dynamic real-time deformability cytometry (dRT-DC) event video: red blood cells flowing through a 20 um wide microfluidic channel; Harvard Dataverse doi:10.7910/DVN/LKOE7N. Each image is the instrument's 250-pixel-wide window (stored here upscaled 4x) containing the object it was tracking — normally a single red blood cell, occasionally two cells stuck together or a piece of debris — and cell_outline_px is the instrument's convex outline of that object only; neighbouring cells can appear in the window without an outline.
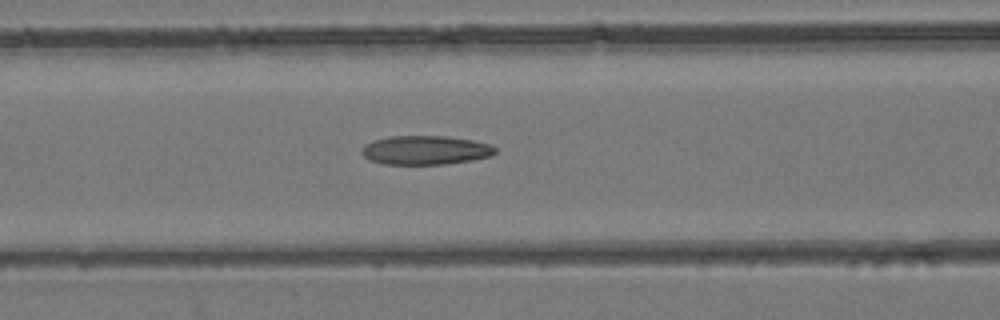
{"species": "common noctule bat (a hibernating species)", "species_latin": "Nyctalus noctula", "temperature_condition": "room temperature", "stored_images_in_passage": 45, "camera_frame_rate_fps": 3000, "um_per_image_px": 0.085, "animal": {"sex": "female", "body_mass_g": 24.6, "forearm_length_mm": 56.2}, "frame": {"image": 1, "passage_image": 19, "time_ms": 6.0, "image_size_px": [1000, 320], "cell_outline_px": [[496, 152], [492, 156], [472, 160], [444, 164], [384, 164], [368, 160], [360, 152], [360, 148], [364, 144], [372, 140], [392, 136], [448, 136], [472, 140], [492, 144], [496, 148]], "centroid_in_image_um": [36.14, 12.76], "position_along_channel_um": 130.5, "area_um2": 22.83}}
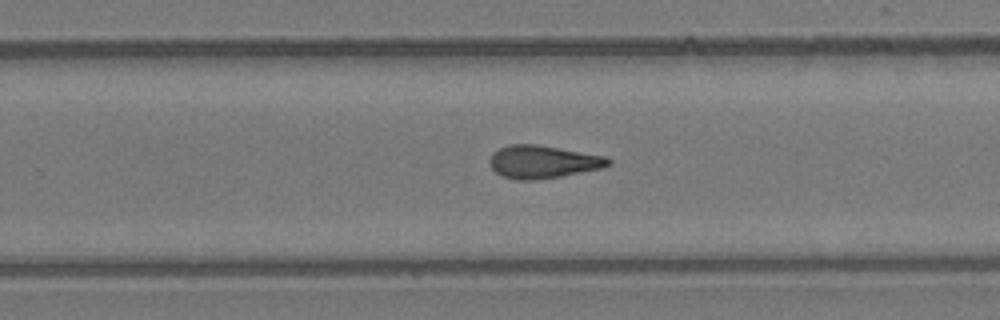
{"frame": {"image": 2, "passage_image": 29, "time_ms": 9.333, "image_size_px": [1000, 320], "cell_outline_px": [[612, 164], [604, 168], [560, 176], [536, 180], [516, 180], [504, 176], [496, 172], [492, 168], [488, 160], [492, 152], [508, 144], [536, 144], [608, 156], [612, 160]], "centroid_in_image_um": [46.18, 13.75], "position_along_channel_um": 283.6, "area_um2": 22.95}}
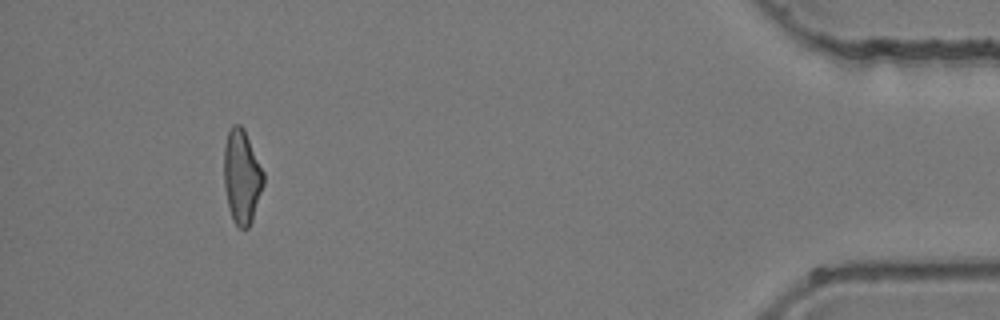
{"frame": {"image": 3, "passage_image": 42, "time_ms": 13.667, "image_size_px": [1000, 320], "cell_outline_px": [[264, 184], [252, 220], [248, 228], [240, 228], [232, 220], [228, 208], [224, 184], [224, 148], [228, 132], [232, 124], [240, 124], [244, 128], [264, 172]], "centroid_in_image_um": [20.55, 15.01], "position_along_channel_um": 414.6, "area_um2": 21.73}}